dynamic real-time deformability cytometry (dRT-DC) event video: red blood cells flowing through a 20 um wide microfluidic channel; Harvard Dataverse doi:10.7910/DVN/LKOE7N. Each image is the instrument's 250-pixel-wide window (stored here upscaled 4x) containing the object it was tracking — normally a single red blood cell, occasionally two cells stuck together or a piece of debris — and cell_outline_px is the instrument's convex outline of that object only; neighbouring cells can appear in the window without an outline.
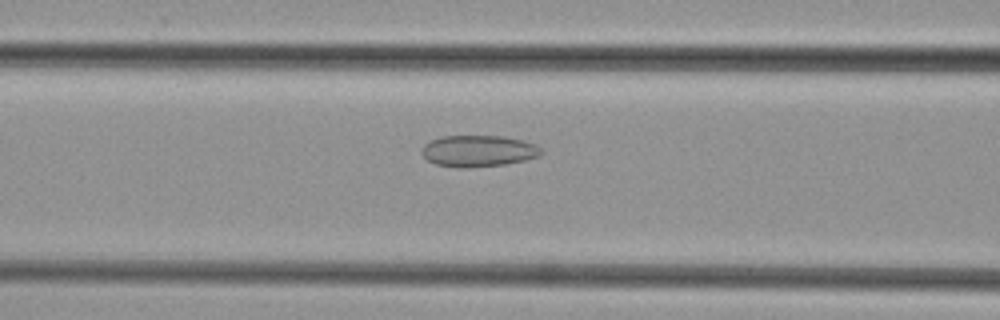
{"species": "common noctule bat (a hibernating species)", "species_latin": "Nyctalus noctula", "temperature_condition": "cold", "stored_images_in_passage": 44, "camera_frame_rate_fps": 3000, "um_per_image_px": 0.085, "animal": {"sex": "female", "body_mass_g": 29.2, "forearm_length_mm": 56.3}, "frame": {"image": 1, "passage_image": 16, "time_ms": 5.0, "image_size_px": [1000, 320], "cell_outline_px": [[544, 152], [540, 156], [524, 160], [504, 164], [468, 168], [456, 168], [436, 164], [428, 160], [424, 156], [420, 148], [424, 144], [432, 140], [444, 136], [504, 136], [524, 140], [536, 144]], "centroid_in_image_um": [40.68, 12.83], "position_along_channel_um": 125.9, "area_um2": 22.02}}
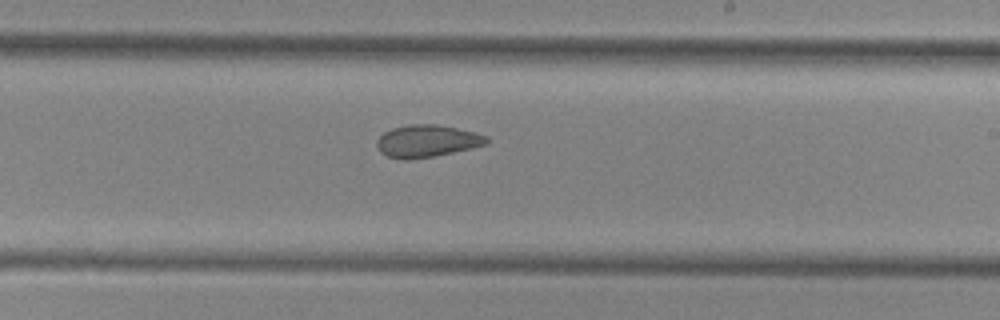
{"frame": {"image": 2, "passage_image": 25, "time_ms": 8.0, "image_size_px": [1000, 320], "cell_outline_px": [[488, 144], [472, 148], [436, 156], [408, 160], [400, 160], [388, 156], [380, 152], [376, 144], [376, 140], [384, 132], [392, 128], [408, 124], [436, 124], [476, 132], [488, 136]], "centroid_in_image_um": [36.29, 11.99], "position_along_channel_um": 252.7, "area_um2": 20.87}}
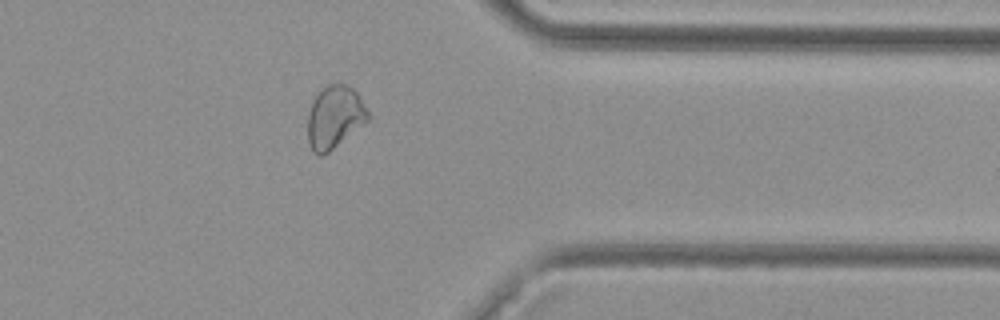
{"frame": {"image": 3, "passage_image": 35, "time_ms": 11.333, "image_size_px": [1000, 320], "cell_outline_px": [[368, 120], [328, 152], [320, 156], [312, 152], [308, 140], [308, 112], [320, 88], [336, 80], [352, 88], [356, 92], [368, 112]], "centroid_in_image_um": [28.41, 9.92], "position_along_channel_um": 383.0, "area_um2": 21.79}}